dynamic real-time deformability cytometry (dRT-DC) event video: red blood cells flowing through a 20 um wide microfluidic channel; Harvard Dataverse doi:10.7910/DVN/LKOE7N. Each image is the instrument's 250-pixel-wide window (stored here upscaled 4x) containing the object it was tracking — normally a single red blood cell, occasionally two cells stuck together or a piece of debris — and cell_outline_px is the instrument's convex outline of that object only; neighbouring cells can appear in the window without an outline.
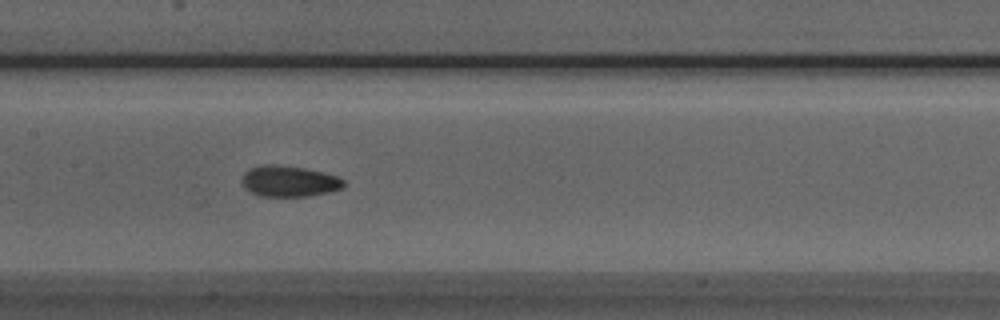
{"species": "Egyptian fruit bat (a non-hibernating species)", "species_latin": "Rousettus aegyptiacus", "temperature_condition": "room temperature", "stored_images_in_passage": 41, "camera_frame_rate_fps": 3000, "um_per_image_px": 0.085, "animal": {"sex": "male"}, "frame": {"image": 1, "passage_image": 13, "time_ms": 4.0, "image_size_px": [1000, 320], "cell_outline_px": [[344, 184], [340, 188], [332, 192], [308, 196], [260, 196], [244, 188], [240, 180], [244, 172], [248, 168], [264, 164], [272, 164], [304, 168], [340, 176], [344, 180]], "centroid_in_image_um": [24.55, 15.4], "position_along_channel_um": 182.9, "area_um2": 18.55}}
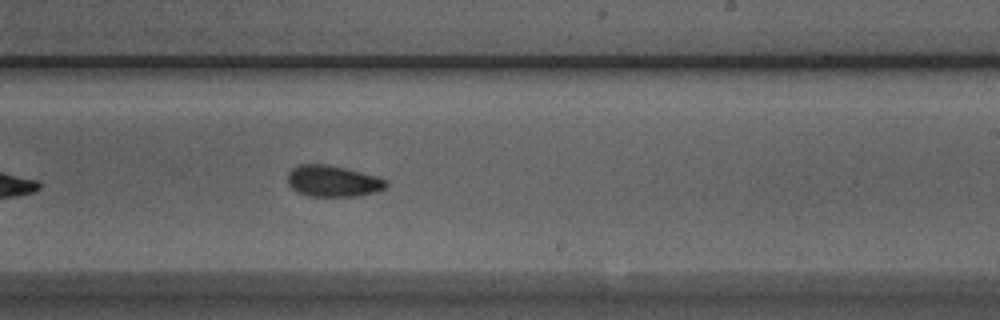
{"frame": {"image": 2, "passage_image": 19, "time_ms": 6.0, "image_size_px": [1000, 320], "cell_outline_px": [[388, 184], [384, 188], [376, 192], [356, 196], [312, 196], [300, 192], [292, 188], [288, 184], [288, 172], [296, 164], [328, 164], [376, 176], [388, 180]], "centroid_in_image_um": [28.29, 15.38], "position_along_channel_um": 260.7, "area_um2": 17.86}}
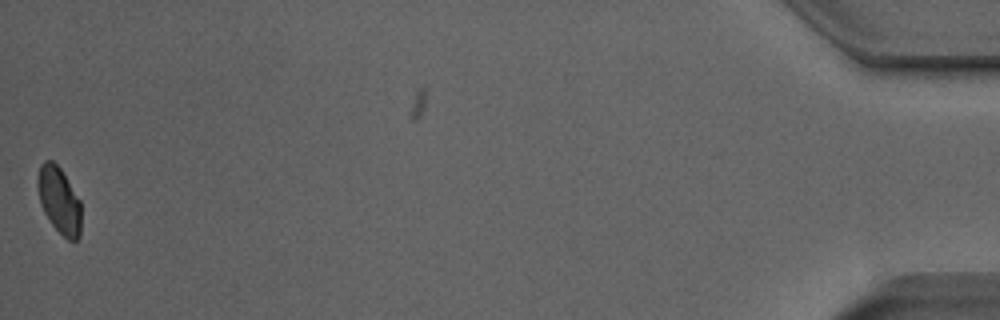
{"frame": {"image": 3, "passage_image": 40, "time_ms": 13.0, "image_size_px": [1000, 320], "cell_outline_px": [[80, 236], [76, 240], [68, 240], [52, 224], [44, 212], [40, 204], [40, 164], [44, 160], [52, 160], [60, 168], [80, 200]], "centroid_in_image_um": [5.06, 17.05], "position_along_channel_um": 430.1, "area_um2": 16.18}, "authors_computed_cell_mechanics": {"area_um2": 17.8602, "velocity_mm_per_s": 3.913, "shape_relaxation_time_tau1_ms": 5.1503, "shape_relaxation_time_tau2_ms": 2.9844, "deformation_change_tau1": 0.0901, "deformation_change_tau2": 0.0577}}